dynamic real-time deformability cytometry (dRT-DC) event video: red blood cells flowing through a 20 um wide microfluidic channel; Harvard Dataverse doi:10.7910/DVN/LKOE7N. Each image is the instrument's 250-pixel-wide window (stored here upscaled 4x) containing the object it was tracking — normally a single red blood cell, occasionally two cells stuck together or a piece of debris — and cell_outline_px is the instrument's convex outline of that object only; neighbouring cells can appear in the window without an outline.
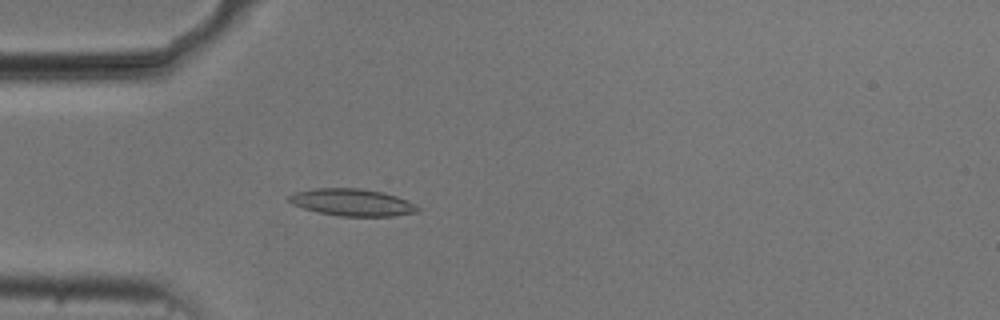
{"species": "common noctule bat (a hibernating species)", "species_latin": "Nyctalus noctula", "temperature_condition": "cold", "stored_images_in_passage": 54, "camera_frame_rate_fps": 3000, "um_per_image_px": 0.085, "animal": {"sex": "male", "body_mass_g": 20.5, "forearm_length_mm": 52.5}, "frame": {"image": 1, "passage_image": 16, "time_ms": 5.0, "image_size_px": [1000, 320], "cell_outline_px": [[420, 212], [392, 216], [340, 216], [320, 212], [304, 208], [292, 204], [288, 200], [288, 196], [292, 192], [316, 188], [360, 188], [380, 192], [396, 196], [408, 200], [416, 204], [420, 208]], "centroid_in_image_um": [29.95, 17.2], "position_along_channel_um": 55.0, "area_um2": 20.35}}
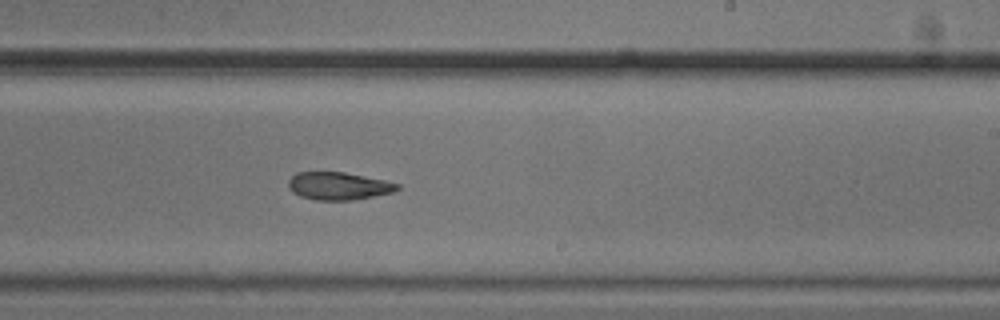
{"frame": {"image": 2, "passage_image": 33, "time_ms": 10.667, "image_size_px": [1000, 320], "cell_outline_px": [[400, 188], [392, 192], [352, 200], [316, 200], [300, 196], [292, 192], [288, 188], [288, 180], [296, 172], [344, 172], [384, 180], [400, 184]], "centroid_in_image_um": [28.74, 15.8], "position_along_channel_um": 260.3, "area_um2": 17.51}}
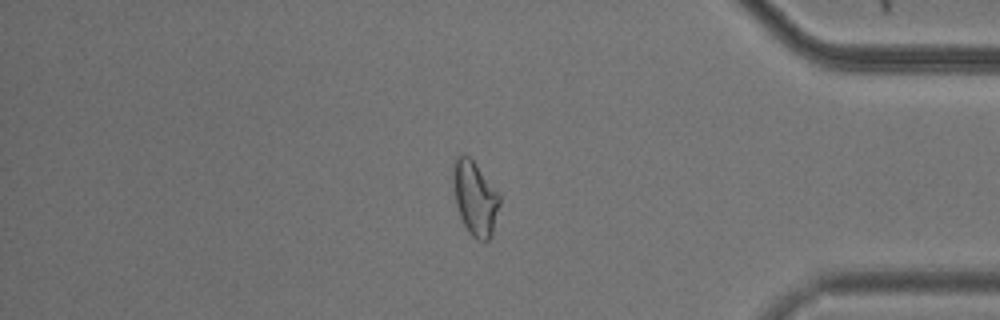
{"frame": {"image": 3, "passage_image": 46, "time_ms": 15.0, "image_size_px": [1000, 320], "cell_outline_px": [[500, 204], [492, 236], [488, 240], [476, 240], [468, 232], [460, 216], [456, 204], [452, 180], [452, 164], [456, 156], [460, 152], [468, 156], [476, 164], [500, 196]], "centroid_in_image_um": [40.35, 16.83], "position_along_channel_um": 394.9, "area_um2": 20.17}, "authors_computed_cell_mechanics": {"area_um2": 19.3919, "velocity_mm_per_s": 3.7171, "shape_relaxation_time_tau1_ms": null, "shape_relaxation_time_tau2_ms": 3.953, "deformation_change_tau1": null, "deformation_change_tau2": 0.1092}}